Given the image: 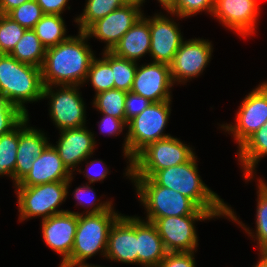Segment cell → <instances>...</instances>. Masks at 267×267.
<instances>
[{"label":"cell","instance_id":"1","mask_svg":"<svg viewBox=\"0 0 267 267\" xmlns=\"http://www.w3.org/2000/svg\"><path fill=\"white\" fill-rule=\"evenodd\" d=\"M88 35L78 31L54 47L46 49L41 66L45 86L84 85L91 62L96 57L89 44Z\"/></svg>","mask_w":267,"mask_h":267},{"label":"cell","instance_id":"27","mask_svg":"<svg viewBox=\"0 0 267 267\" xmlns=\"http://www.w3.org/2000/svg\"><path fill=\"white\" fill-rule=\"evenodd\" d=\"M33 30L46 49L54 47L70 37L66 35L67 29L61 15L45 14L35 24Z\"/></svg>","mask_w":267,"mask_h":267},{"label":"cell","instance_id":"20","mask_svg":"<svg viewBox=\"0 0 267 267\" xmlns=\"http://www.w3.org/2000/svg\"><path fill=\"white\" fill-rule=\"evenodd\" d=\"M29 115L19 123V143L16 153L15 185H17L32 169V164L50 144L45 133L30 127Z\"/></svg>","mask_w":267,"mask_h":267},{"label":"cell","instance_id":"41","mask_svg":"<svg viewBox=\"0 0 267 267\" xmlns=\"http://www.w3.org/2000/svg\"><path fill=\"white\" fill-rule=\"evenodd\" d=\"M100 133L107 134L108 136H118L123 133L124 128L127 130V124L119 118L111 115L102 114L101 121L97 122Z\"/></svg>","mask_w":267,"mask_h":267},{"label":"cell","instance_id":"35","mask_svg":"<svg viewBox=\"0 0 267 267\" xmlns=\"http://www.w3.org/2000/svg\"><path fill=\"white\" fill-rule=\"evenodd\" d=\"M214 9V0H174V4L167 10L177 19L195 16L198 13L209 12L212 16Z\"/></svg>","mask_w":267,"mask_h":267},{"label":"cell","instance_id":"18","mask_svg":"<svg viewBox=\"0 0 267 267\" xmlns=\"http://www.w3.org/2000/svg\"><path fill=\"white\" fill-rule=\"evenodd\" d=\"M53 145L63 164L74 175V171L89 156L94 155L97 141L94 133L86 125L78 128L64 129ZM77 167V168H76Z\"/></svg>","mask_w":267,"mask_h":267},{"label":"cell","instance_id":"14","mask_svg":"<svg viewBox=\"0 0 267 267\" xmlns=\"http://www.w3.org/2000/svg\"><path fill=\"white\" fill-rule=\"evenodd\" d=\"M143 14L142 8L125 4L94 22L85 33L89 38L104 41L106 45L103 51H111Z\"/></svg>","mask_w":267,"mask_h":267},{"label":"cell","instance_id":"45","mask_svg":"<svg viewBox=\"0 0 267 267\" xmlns=\"http://www.w3.org/2000/svg\"><path fill=\"white\" fill-rule=\"evenodd\" d=\"M157 1L158 3L161 4V6L165 11H167L174 4V0H157Z\"/></svg>","mask_w":267,"mask_h":267},{"label":"cell","instance_id":"12","mask_svg":"<svg viewBox=\"0 0 267 267\" xmlns=\"http://www.w3.org/2000/svg\"><path fill=\"white\" fill-rule=\"evenodd\" d=\"M213 53L212 43L207 39H187L182 42L173 61L169 64L173 83L185 84L202 75Z\"/></svg>","mask_w":267,"mask_h":267},{"label":"cell","instance_id":"5","mask_svg":"<svg viewBox=\"0 0 267 267\" xmlns=\"http://www.w3.org/2000/svg\"><path fill=\"white\" fill-rule=\"evenodd\" d=\"M172 100L151 103L142 113L127 123V133L124 136L123 155L128 163L125 177L130 180V161L148 144L171 136L164 134L171 115Z\"/></svg>","mask_w":267,"mask_h":267},{"label":"cell","instance_id":"21","mask_svg":"<svg viewBox=\"0 0 267 267\" xmlns=\"http://www.w3.org/2000/svg\"><path fill=\"white\" fill-rule=\"evenodd\" d=\"M73 174L63 164L53 144L36 157L32 169L14 186H35L56 181H68Z\"/></svg>","mask_w":267,"mask_h":267},{"label":"cell","instance_id":"26","mask_svg":"<svg viewBox=\"0 0 267 267\" xmlns=\"http://www.w3.org/2000/svg\"><path fill=\"white\" fill-rule=\"evenodd\" d=\"M46 48L42 45L33 29H26L21 39L9 54L21 63L41 68Z\"/></svg>","mask_w":267,"mask_h":267},{"label":"cell","instance_id":"32","mask_svg":"<svg viewBox=\"0 0 267 267\" xmlns=\"http://www.w3.org/2000/svg\"><path fill=\"white\" fill-rule=\"evenodd\" d=\"M93 86L95 95L102 91L114 89V79L111 66L103 59L95 57L91 62L85 83Z\"/></svg>","mask_w":267,"mask_h":267},{"label":"cell","instance_id":"36","mask_svg":"<svg viewBox=\"0 0 267 267\" xmlns=\"http://www.w3.org/2000/svg\"><path fill=\"white\" fill-rule=\"evenodd\" d=\"M44 15L36 0H29L7 14L13 21L18 22L26 29H33Z\"/></svg>","mask_w":267,"mask_h":267},{"label":"cell","instance_id":"28","mask_svg":"<svg viewBox=\"0 0 267 267\" xmlns=\"http://www.w3.org/2000/svg\"><path fill=\"white\" fill-rule=\"evenodd\" d=\"M102 53V58L111 66L114 89L131 91L138 62L118 57L110 51Z\"/></svg>","mask_w":267,"mask_h":267},{"label":"cell","instance_id":"7","mask_svg":"<svg viewBox=\"0 0 267 267\" xmlns=\"http://www.w3.org/2000/svg\"><path fill=\"white\" fill-rule=\"evenodd\" d=\"M192 146L169 136L148 144L130 161V177L151 178L157 171L183 164L196 153Z\"/></svg>","mask_w":267,"mask_h":267},{"label":"cell","instance_id":"25","mask_svg":"<svg viewBox=\"0 0 267 267\" xmlns=\"http://www.w3.org/2000/svg\"><path fill=\"white\" fill-rule=\"evenodd\" d=\"M258 181L257 185V207H256V229L255 232H251L252 230L247 228L245 223L237 218L236 212L232 209L231 206H228L227 218L228 220H232L245 230V232L250 235L253 240L257 243L258 253L267 254V183L261 178Z\"/></svg>","mask_w":267,"mask_h":267},{"label":"cell","instance_id":"37","mask_svg":"<svg viewBox=\"0 0 267 267\" xmlns=\"http://www.w3.org/2000/svg\"><path fill=\"white\" fill-rule=\"evenodd\" d=\"M26 116L16 105L0 99V136L14 129Z\"/></svg>","mask_w":267,"mask_h":267},{"label":"cell","instance_id":"24","mask_svg":"<svg viewBox=\"0 0 267 267\" xmlns=\"http://www.w3.org/2000/svg\"><path fill=\"white\" fill-rule=\"evenodd\" d=\"M237 151L245 182L254 180L258 162L267 156V122L252 134Z\"/></svg>","mask_w":267,"mask_h":267},{"label":"cell","instance_id":"2","mask_svg":"<svg viewBox=\"0 0 267 267\" xmlns=\"http://www.w3.org/2000/svg\"><path fill=\"white\" fill-rule=\"evenodd\" d=\"M197 156L189 161L157 171L151 178L159 185L190 198L199 208L207 210L214 218H226L228 205L201 179Z\"/></svg>","mask_w":267,"mask_h":267},{"label":"cell","instance_id":"23","mask_svg":"<svg viewBox=\"0 0 267 267\" xmlns=\"http://www.w3.org/2000/svg\"><path fill=\"white\" fill-rule=\"evenodd\" d=\"M145 16L137 20L110 52L135 62L150 53V16Z\"/></svg>","mask_w":267,"mask_h":267},{"label":"cell","instance_id":"39","mask_svg":"<svg viewBox=\"0 0 267 267\" xmlns=\"http://www.w3.org/2000/svg\"><path fill=\"white\" fill-rule=\"evenodd\" d=\"M195 252H167L157 267H196Z\"/></svg>","mask_w":267,"mask_h":267},{"label":"cell","instance_id":"44","mask_svg":"<svg viewBox=\"0 0 267 267\" xmlns=\"http://www.w3.org/2000/svg\"><path fill=\"white\" fill-rule=\"evenodd\" d=\"M253 267H267V254L259 253V259Z\"/></svg>","mask_w":267,"mask_h":267},{"label":"cell","instance_id":"29","mask_svg":"<svg viewBox=\"0 0 267 267\" xmlns=\"http://www.w3.org/2000/svg\"><path fill=\"white\" fill-rule=\"evenodd\" d=\"M125 5L123 0H86L82 14L75 17L80 32H85L94 22Z\"/></svg>","mask_w":267,"mask_h":267},{"label":"cell","instance_id":"46","mask_svg":"<svg viewBox=\"0 0 267 267\" xmlns=\"http://www.w3.org/2000/svg\"><path fill=\"white\" fill-rule=\"evenodd\" d=\"M125 4H132L136 5L141 8L143 6V3H145V0H123Z\"/></svg>","mask_w":267,"mask_h":267},{"label":"cell","instance_id":"22","mask_svg":"<svg viewBox=\"0 0 267 267\" xmlns=\"http://www.w3.org/2000/svg\"><path fill=\"white\" fill-rule=\"evenodd\" d=\"M136 236L138 265L157 267L165 258L167 251L155 225L136 216Z\"/></svg>","mask_w":267,"mask_h":267},{"label":"cell","instance_id":"47","mask_svg":"<svg viewBox=\"0 0 267 267\" xmlns=\"http://www.w3.org/2000/svg\"><path fill=\"white\" fill-rule=\"evenodd\" d=\"M84 267H102V266H99V265H94V264H89L87 266H84ZM104 267V266H103Z\"/></svg>","mask_w":267,"mask_h":267},{"label":"cell","instance_id":"38","mask_svg":"<svg viewBox=\"0 0 267 267\" xmlns=\"http://www.w3.org/2000/svg\"><path fill=\"white\" fill-rule=\"evenodd\" d=\"M152 102L132 91L125 98V123L142 113Z\"/></svg>","mask_w":267,"mask_h":267},{"label":"cell","instance_id":"6","mask_svg":"<svg viewBox=\"0 0 267 267\" xmlns=\"http://www.w3.org/2000/svg\"><path fill=\"white\" fill-rule=\"evenodd\" d=\"M138 201L146 210V221L157 218L192 215L199 207L188 197L173 189L159 186L149 177H130Z\"/></svg>","mask_w":267,"mask_h":267},{"label":"cell","instance_id":"11","mask_svg":"<svg viewBox=\"0 0 267 267\" xmlns=\"http://www.w3.org/2000/svg\"><path fill=\"white\" fill-rule=\"evenodd\" d=\"M237 110L235 124L226 123L219 126L233 135L239 148L267 122V81L250 91Z\"/></svg>","mask_w":267,"mask_h":267},{"label":"cell","instance_id":"31","mask_svg":"<svg viewBox=\"0 0 267 267\" xmlns=\"http://www.w3.org/2000/svg\"><path fill=\"white\" fill-rule=\"evenodd\" d=\"M127 92L110 89L97 93L93 100V107L101 114L111 115L125 122V98Z\"/></svg>","mask_w":267,"mask_h":267},{"label":"cell","instance_id":"40","mask_svg":"<svg viewBox=\"0 0 267 267\" xmlns=\"http://www.w3.org/2000/svg\"><path fill=\"white\" fill-rule=\"evenodd\" d=\"M91 156H89L88 158H86L84 161H86V168L84 169V171L82 172V170L79 168V169H76V171L78 173H83L84 174V177L87 178V183H95V182H98V181H103L105 178H107L106 176L110 173L108 168L105 166V162L100 160V159H95V160H91L89 163H88V160L87 159H90ZM100 165V166H99ZM100 167L99 169H95L96 167Z\"/></svg>","mask_w":267,"mask_h":267},{"label":"cell","instance_id":"33","mask_svg":"<svg viewBox=\"0 0 267 267\" xmlns=\"http://www.w3.org/2000/svg\"><path fill=\"white\" fill-rule=\"evenodd\" d=\"M90 185V183L83 184V186L79 185L72 193L75 201H77V205L83 207L84 210L85 208L87 209L85 210V212L83 211L82 213L74 212L77 215L98 214L101 212H106L113 207V202L111 200L102 202L99 198H96L97 196L94 192L95 190L94 188H91Z\"/></svg>","mask_w":267,"mask_h":267},{"label":"cell","instance_id":"13","mask_svg":"<svg viewBox=\"0 0 267 267\" xmlns=\"http://www.w3.org/2000/svg\"><path fill=\"white\" fill-rule=\"evenodd\" d=\"M259 7L254 0H214L212 16L239 36L251 37L258 27Z\"/></svg>","mask_w":267,"mask_h":267},{"label":"cell","instance_id":"17","mask_svg":"<svg viewBox=\"0 0 267 267\" xmlns=\"http://www.w3.org/2000/svg\"><path fill=\"white\" fill-rule=\"evenodd\" d=\"M78 224V215L73 211L41 219V233L46 245L62 257V266L71 256L74 237Z\"/></svg>","mask_w":267,"mask_h":267},{"label":"cell","instance_id":"16","mask_svg":"<svg viewBox=\"0 0 267 267\" xmlns=\"http://www.w3.org/2000/svg\"><path fill=\"white\" fill-rule=\"evenodd\" d=\"M174 86L168 64L149 62L137 65L131 91L145 97L152 103L171 100Z\"/></svg>","mask_w":267,"mask_h":267},{"label":"cell","instance_id":"19","mask_svg":"<svg viewBox=\"0 0 267 267\" xmlns=\"http://www.w3.org/2000/svg\"><path fill=\"white\" fill-rule=\"evenodd\" d=\"M105 258L122 264H137L136 216L121 215L110 229Z\"/></svg>","mask_w":267,"mask_h":267},{"label":"cell","instance_id":"48","mask_svg":"<svg viewBox=\"0 0 267 267\" xmlns=\"http://www.w3.org/2000/svg\"><path fill=\"white\" fill-rule=\"evenodd\" d=\"M4 14L2 13V10L0 9V19Z\"/></svg>","mask_w":267,"mask_h":267},{"label":"cell","instance_id":"10","mask_svg":"<svg viewBox=\"0 0 267 267\" xmlns=\"http://www.w3.org/2000/svg\"><path fill=\"white\" fill-rule=\"evenodd\" d=\"M213 218L207 210L198 208L192 215L157 218L153 224L167 252H196L199 244L195 222Z\"/></svg>","mask_w":267,"mask_h":267},{"label":"cell","instance_id":"9","mask_svg":"<svg viewBox=\"0 0 267 267\" xmlns=\"http://www.w3.org/2000/svg\"><path fill=\"white\" fill-rule=\"evenodd\" d=\"M80 87L82 86L44 87L42 99H49V117L59 131L86 125V105L81 97Z\"/></svg>","mask_w":267,"mask_h":267},{"label":"cell","instance_id":"42","mask_svg":"<svg viewBox=\"0 0 267 267\" xmlns=\"http://www.w3.org/2000/svg\"><path fill=\"white\" fill-rule=\"evenodd\" d=\"M37 4L42 8L44 14L61 15L66 9L70 10L67 5L69 0H36Z\"/></svg>","mask_w":267,"mask_h":267},{"label":"cell","instance_id":"8","mask_svg":"<svg viewBox=\"0 0 267 267\" xmlns=\"http://www.w3.org/2000/svg\"><path fill=\"white\" fill-rule=\"evenodd\" d=\"M56 181L35 186H14L17 195L19 222L41 217L42 219L66 212L58 209L68 196L73 180Z\"/></svg>","mask_w":267,"mask_h":267},{"label":"cell","instance_id":"3","mask_svg":"<svg viewBox=\"0 0 267 267\" xmlns=\"http://www.w3.org/2000/svg\"><path fill=\"white\" fill-rule=\"evenodd\" d=\"M43 90L41 68L21 63L9 54H0V99L29 115L25 104L40 101Z\"/></svg>","mask_w":267,"mask_h":267},{"label":"cell","instance_id":"43","mask_svg":"<svg viewBox=\"0 0 267 267\" xmlns=\"http://www.w3.org/2000/svg\"><path fill=\"white\" fill-rule=\"evenodd\" d=\"M29 0H0V9L4 15Z\"/></svg>","mask_w":267,"mask_h":267},{"label":"cell","instance_id":"34","mask_svg":"<svg viewBox=\"0 0 267 267\" xmlns=\"http://www.w3.org/2000/svg\"><path fill=\"white\" fill-rule=\"evenodd\" d=\"M25 31V27L3 15L0 19V54H10Z\"/></svg>","mask_w":267,"mask_h":267},{"label":"cell","instance_id":"4","mask_svg":"<svg viewBox=\"0 0 267 267\" xmlns=\"http://www.w3.org/2000/svg\"><path fill=\"white\" fill-rule=\"evenodd\" d=\"M122 214L114 206L98 214H79L70 258L59 267H84L89 258L101 253L105 257L109 232Z\"/></svg>","mask_w":267,"mask_h":267},{"label":"cell","instance_id":"30","mask_svg":"<svg viewBox=\"0 0 267 267\" xmlns=\"http://www.w3.org/2000/svg\"><path fill=\"white\" fill-rule=\"evenodd\" d=\"M19 143V124L0 136V176L12 178L15 184L16 153Z\"/></svg>","mask_w":267,"mask_h":267},{"label":"cell","instance_id":"15","mask_svg":"<svg viewBox=\"0 0 267 267\" xmlns=\"http://www.w3.org/2000/svg\"><path fill=\"white\" fill-rule=\"evenodd\" d=\"M154 14L150 17V53L152 62L170 64L184 41L179 28V23H176L171 17L161 14ZM171 17V18H170Z\"/></svg>","mask_w":267,"mask_h":267}]
</instances>
